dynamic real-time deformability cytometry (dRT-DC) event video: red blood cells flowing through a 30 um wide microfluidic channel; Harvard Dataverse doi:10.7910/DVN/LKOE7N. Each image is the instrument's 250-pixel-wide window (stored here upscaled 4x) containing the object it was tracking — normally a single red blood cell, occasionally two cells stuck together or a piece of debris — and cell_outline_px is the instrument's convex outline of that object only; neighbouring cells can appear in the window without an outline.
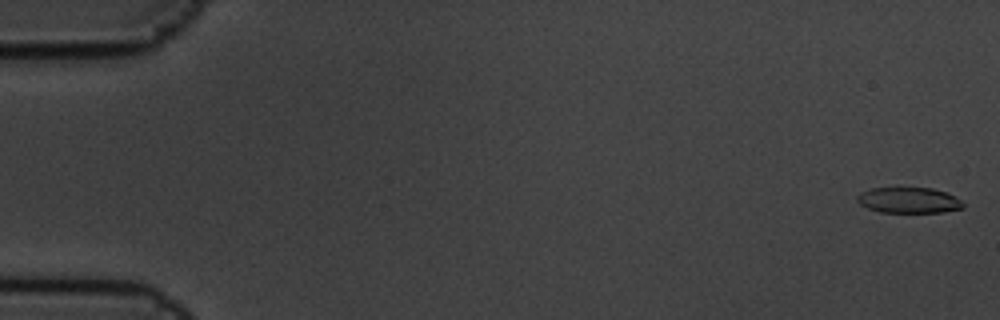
{"species": "common noctule bat (a hibernating species)", "species_latin": "Nyctalus noctula", "temperature_condition": "cold", "stored_images_in_passage": 6, "camera_frame_rate_fps": 3000, "um_per_image_px": 0.085, "animal": {"sex": "male", "body_mass_g": 19.5, "forearm_length_mm": 54.6}, "frame": {"image": 1, "passage_image": 1, "time_ms": 0.0, "image_size_px": [1000, 320], "cell_outline_px": [[964, 208], [944, 212], [880, 212], [868, 208], [860, 204], [856, 200], [856, 196], [860, 192], [872, 188], [896, 184], [932, 188], [948, 192], [956, 196], [964, 204]], "centroid_in_image_um": [77.23, 16.96], "position_along_channel_um": 7.8, "area_um2": 16.88}}
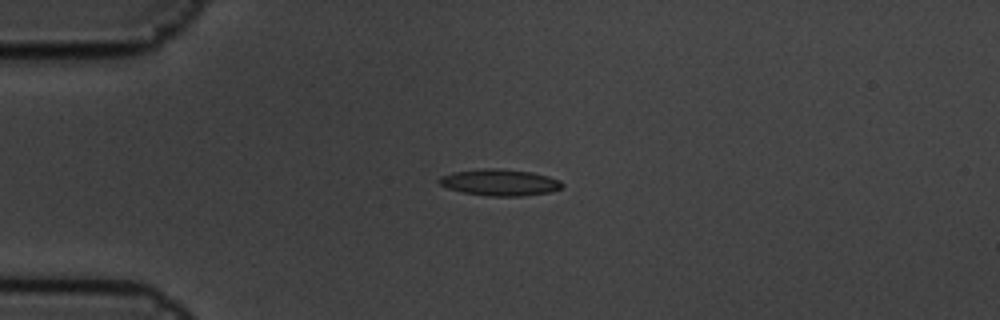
{"frame": {"image": 2, "passage_image": 5, "time_ms": 1.333, "image_size_px": [1000, 320], "cell_outline_px": [[564, 184], [560, 188], [552, 192], [520, 196], [488, 196], [464, 192], [448, 188], [440, 184], [436, 180], [440, 176], [452, 172], [480, 168], [500, 168], [532, 172], [548, 176], [560, 180]], "centroid_in_image_um": [42.47, 15.49], "position_along_channel_um": 42.5, "area_um2": 19.13}}